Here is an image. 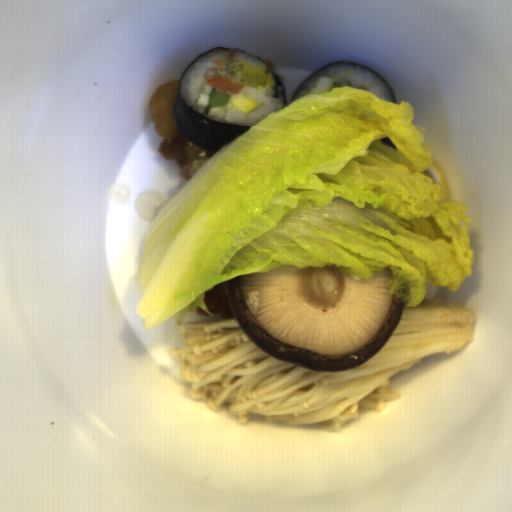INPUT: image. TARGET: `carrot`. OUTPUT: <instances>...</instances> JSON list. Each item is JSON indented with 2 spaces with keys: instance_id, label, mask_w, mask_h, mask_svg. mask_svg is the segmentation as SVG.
I'll return each instance as SVG.
<instances>
[{
  "instance_id": "b8716197",
  "label": "carrot",
  "mask_w": 512,
  "mask_h": 512,
  "mask_svg": "<svg viewBox=\"0 0 512 512\" xmlns=\"http://www.w3.org/2000/svg\"><path fill=\"white\" fill-rule=\"evenodd\" d=\"M207 85L214 88L216 91H220L227 94H239L245 85L242 82H235L225 77H215L208 81Z\"/></svg>"
}]
</instances>
